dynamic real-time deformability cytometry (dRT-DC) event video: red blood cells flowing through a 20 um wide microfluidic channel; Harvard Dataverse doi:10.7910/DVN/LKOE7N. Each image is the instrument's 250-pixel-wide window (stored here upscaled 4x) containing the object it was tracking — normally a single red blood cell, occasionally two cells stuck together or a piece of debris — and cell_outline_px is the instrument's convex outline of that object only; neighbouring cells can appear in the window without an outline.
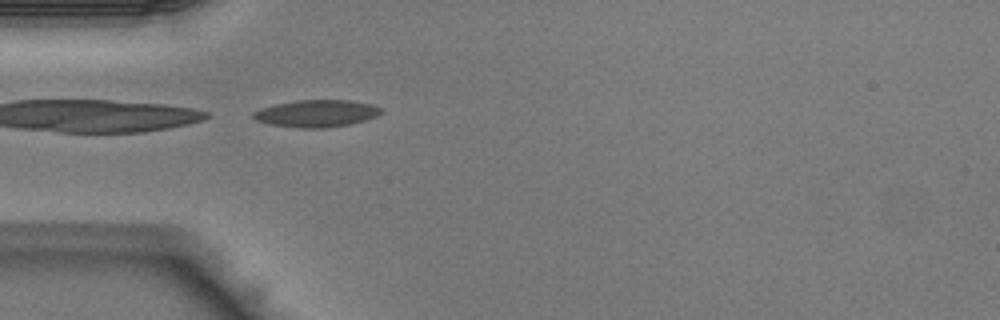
{"species": "Egyptian fruit bat (a non-hibernating species)", "species_latin": "Rousettus aegyptiacus", "temperature_condition": "warm", "stored_images_in_passage": 30, "camera_frame_rate_fps": 3000, "um_per_image_px": 0.085, "animal": {"sex": "male"}, "frame": {"image": 1, "passage_image": 1, "time_ms": 0.0, "image_size_px": [1000, 320], "cell_outline_px": [[384, 112], [376, 116], [364, 120], [348, 124], [328, 128], [300, 128], [268, 124], [256, 120], [252, 116], [252, 112], [260, 108], [276, 104], [300, 100], [352, 100], [372, 104], [384, 108]], "centroid_in_image_um": [26.92, 9.64], "position_along_channel_um": 58.1, "area_um2": 20.35}}
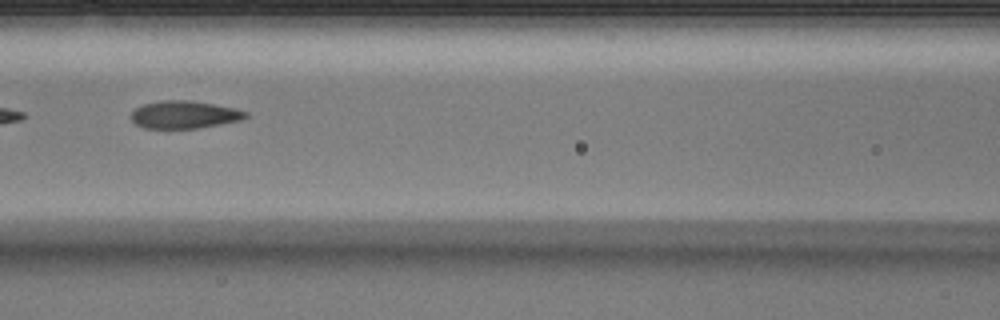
{"frame": {"image": 2, "passage_image": 7, "time_ms": 2.0, "image_size_px": [1000, 320], "cell_outline_px": [[248, 116], [240, 120], [200, 128], [144, 128], [136, 124], [132, 120], [132, 112], [136, 108], [144, 104], [164, 100], [192, 100], [236, 108], [248, 112]], "centroid_in_image_um": [15.7, 9.74], "position_along_channel_um": 150.9, "area_um2": 18.38}}
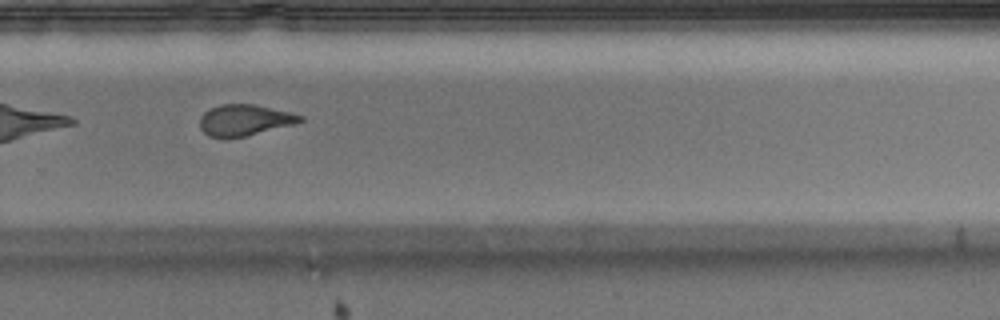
{"frame": {"image": 3, "passage_image": 17, "time_ms": 5.333, "image_size_px": [1000, 320], "cell_outline_px": [[304, 120], [292, 124], [244, 136], [208, 136], [200, 128], [200, 116], [208, 108], [220, 104], [256, 104], [304, 116]], "centroid_in_image_um": [20.75, 10.17], "position_along_channel_um": 309.0, "area_um2": 17.8}}